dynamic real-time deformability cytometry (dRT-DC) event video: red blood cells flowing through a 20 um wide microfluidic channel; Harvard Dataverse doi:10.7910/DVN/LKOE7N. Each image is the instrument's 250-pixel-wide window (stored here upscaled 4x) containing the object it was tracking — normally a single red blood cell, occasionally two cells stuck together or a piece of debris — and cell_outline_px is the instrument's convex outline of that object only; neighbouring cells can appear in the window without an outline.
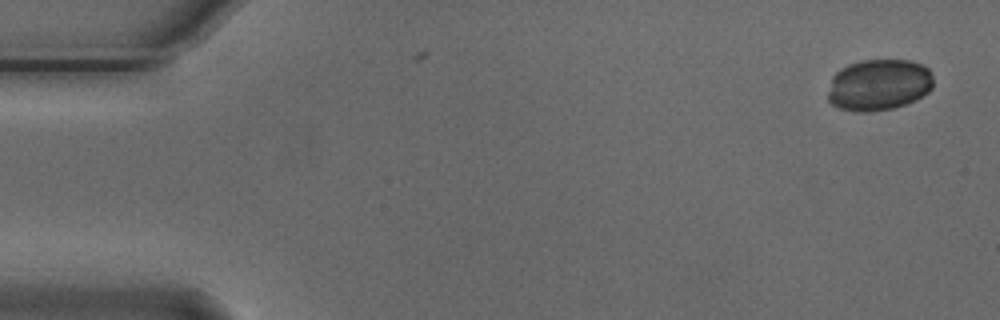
{"species": "Egyptian fruit bat (a non-hibernating species)", "species_latin": "Rousettus aegyptiacus", "temperature_condition": "cold", "stored_images_in_passage": 4, "camera_frame_rate_fps": 3000, "um_per_image_px": 0.085, "animal": {"sex": "male"}, "frame": {"image": 1, "passage_image": 1, "time_ms": 0.0, "image_size_px": [1000, 320], "cell_outline_px": [[932, 88], [928, 92], [916, 100], [892, 108], [868, 112], [860, 112], [840, 108], [832, 104], [828, 100], [828, 92], [832, 76], [840, 68], [848, 64], [860, 60], [912, 60], [924, 64], [932, 72]], "centroid_in_image_um": [74.71, 7.19], "position_along_channel_um": 10.3, "area_um2": 31.85}}
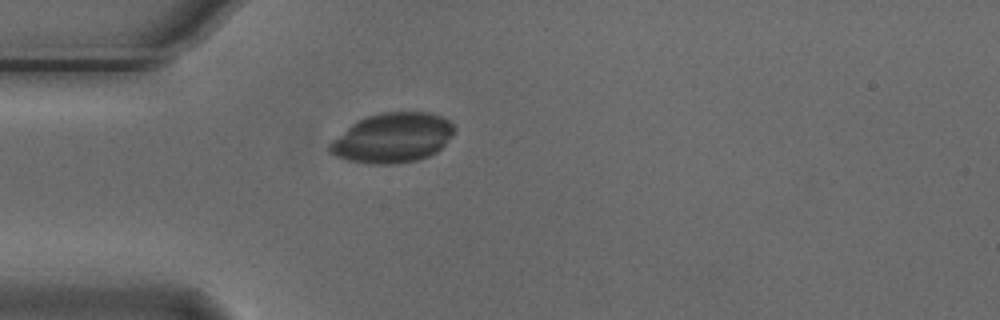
{"frame": {"image": 2, "passage_image": 4, "time_ms": 1.0, "image_size_px": [1000, 320], "cell_outline_px": [[456, 128], [452, 136], [436, 152], [428, 156], [416, 160], [392, 164], [372, 164], [348, 160], [336, 156], [328, 152], [328, 144], [332, 140], [356, 120], [380, 112], [428, 112], [440, 116], [448, 120]], "centroid_in_image_um": [33.35, 11.71], "position_along_channel_um": 51.7, "area_um2": 36.07}}